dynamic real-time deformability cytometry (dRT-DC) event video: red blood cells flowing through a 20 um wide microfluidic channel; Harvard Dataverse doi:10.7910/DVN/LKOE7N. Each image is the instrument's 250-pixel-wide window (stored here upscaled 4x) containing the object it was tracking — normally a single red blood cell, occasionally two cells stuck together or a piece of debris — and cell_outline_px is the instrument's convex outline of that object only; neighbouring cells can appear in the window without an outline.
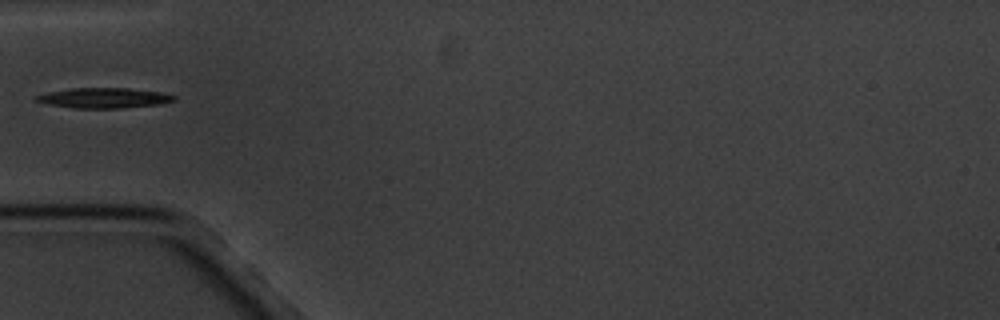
{"species": "common noctule bat (a hibernating species)", "species_latin": "Nyctalus noctula", "temperature_condition": "cold", "stored_images_in_passage": 5, "segment_of_instrument_passage": [2, 2], "camera_frame_rate_fps": 3000, "um_per_image_px": 0.085, "animal": {"sex": "male", "body_mass_g": 20.1, "forearm_length_mm": 53.5}, "frame": {"image": 1, "passage_image": 4, "time_ms": 4.333, "image_size_px": [1000, 320], "cell_outline_px": [[176, 100], [160, 104], [120, 108], [72, 108], [48, 104], [36, 100], [36, 96], [48, 92], [72, 88], [128, 88], [160, 92], [176, 96]], "centroid_in_image_um": [8.86, 8.32], "position_along_channel_um": 76.1, "area_um2": 16.07}}
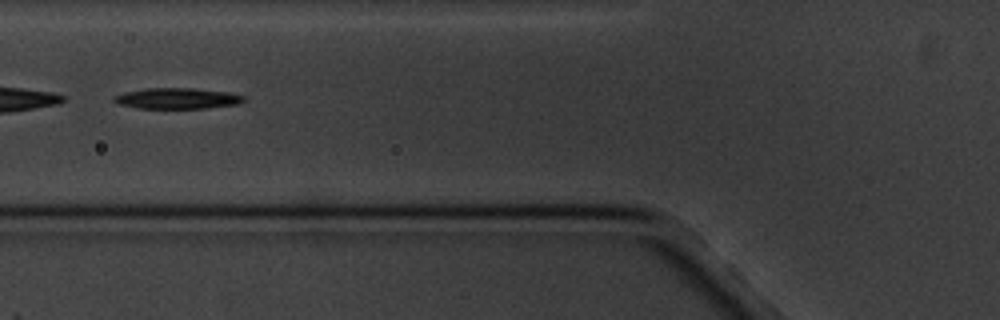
{"frame": {"image": 2, "passage_image": 5, "time_ms": 5.333, "image_size_px": [1000, 320], "cell_outline_px": [[244, 100], [240, 104], [208, 108], [136, 108], [120, 104], [112, 100], [112, 96], [124, 92], [144, 88], [192, 88], [224, 92], [244, 96]], "centroid_in_image_um": [15.01, 8.36], "position_along_channel_um": 110.8, "area_um2": 15.72}}